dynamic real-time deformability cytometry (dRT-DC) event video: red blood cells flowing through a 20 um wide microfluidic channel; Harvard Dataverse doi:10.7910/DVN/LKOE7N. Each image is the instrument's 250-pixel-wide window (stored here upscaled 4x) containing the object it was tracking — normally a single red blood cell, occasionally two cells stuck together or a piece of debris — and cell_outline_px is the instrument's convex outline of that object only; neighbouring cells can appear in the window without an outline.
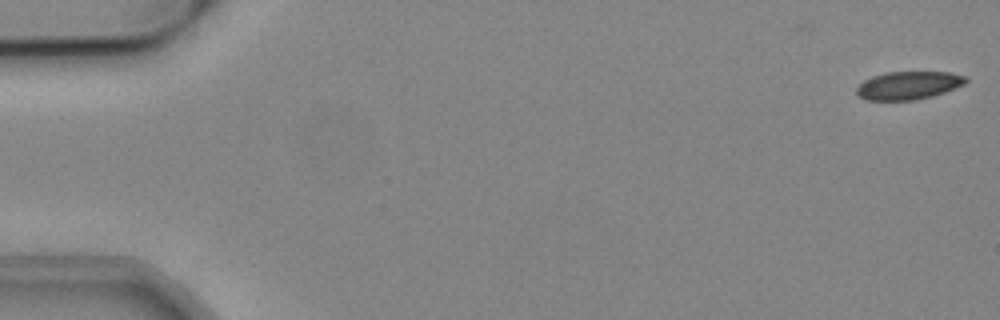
{"species": "common noctule bat (a hibernating species)", "species_latin": "Nyctalus noctula", "temperature_condition": "cold", "stored_images_in_passage": 2, "camera_frame_rate_fps": 3000, "um_per_image_px": 0.085, "animal": {"sex": "male", "body_mass_g": 19.2, "forearm_length_mm": 51.8}, "frame": {"image": 1, "passage_image": 2, "time_ms": 0.333, "image_size_px": [1000, 320], "cell_outline_px": [[968, 80], [964, 84], [944, 92], [932, 96], [916, 100], [864, 100], [856, 92], [856, 88], [864, 80], [872, 76], [884, 72], [948, 72], [968, 76]], "centroid_in_image_um": [77.22, 7.25], "position_along_channel_um": 7.8, "area_um2": 17.92}}